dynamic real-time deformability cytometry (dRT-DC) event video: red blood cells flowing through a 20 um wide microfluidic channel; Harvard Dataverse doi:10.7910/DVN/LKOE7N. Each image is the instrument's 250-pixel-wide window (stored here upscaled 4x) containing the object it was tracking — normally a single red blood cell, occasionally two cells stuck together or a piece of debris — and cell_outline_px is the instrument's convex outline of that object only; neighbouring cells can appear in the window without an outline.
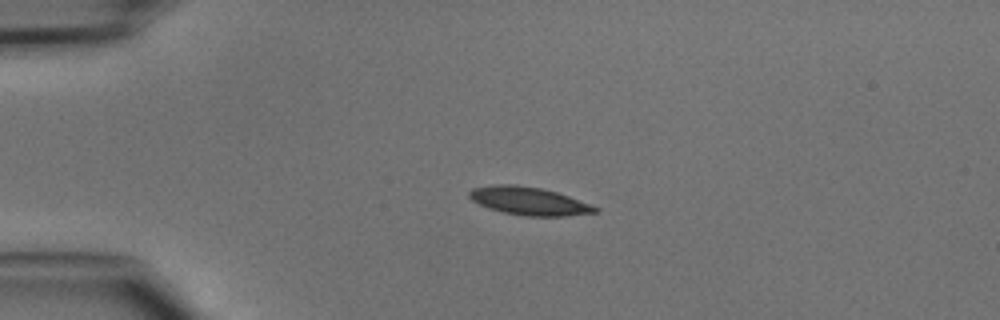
{"species": "common noctule bat (a hibernating species)", "species_latin": "Nyctalus noctula", "temperature_condition": "cold", "stored_images_in_passage": 37, "camera_frame_rate_fps": 3000, "um_per_image_px": 0.085, "animal": {"sex": "male", "body_mass_g": 15.6}, "frame": {"image": 1, "passage_image": 1, "time_ms": 0.0, "image_size_px": [1000, 320], "cell_outline_px": [[600, 212], [564, 216], [524, 216], [504, 212], [488, 208], [472, 200], [468, 196], [468, 192], [472, 188], [496, 184], [516, 184], [540, 188], [556, 192], [568, 196], [600, 208]], "centroid_in_image_um": [44.96, 17.09], "position_along_channel_um": 40.0, "area_um2": 20.52}}
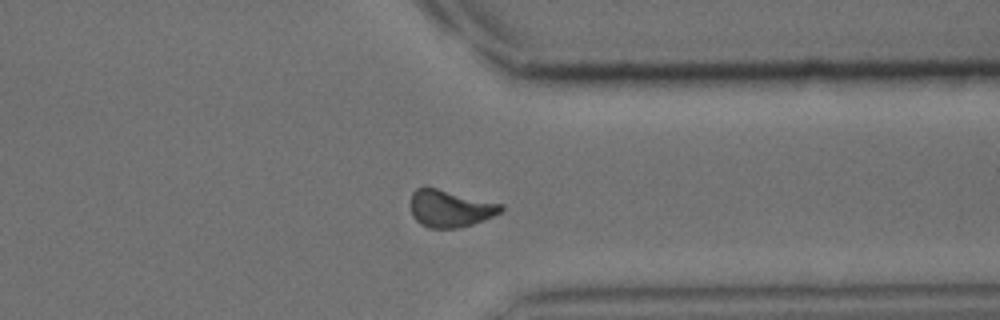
{"frame": {"image": 2, "passage_image": 27, "time_ms": 8.667, "image_size_px": [1000, 320], "cell_outline_px": [[504, 208], [500, 212], [484, 220], [460, 228], [428, 228], [420, 224], [412, 216], [412, 192], [416, 188], [436, 188], [504, 204]], "centroid_in_image_um": [38.28, 17.73], "position_along_channel_um": 373.1, "area_um2": 19.42}}
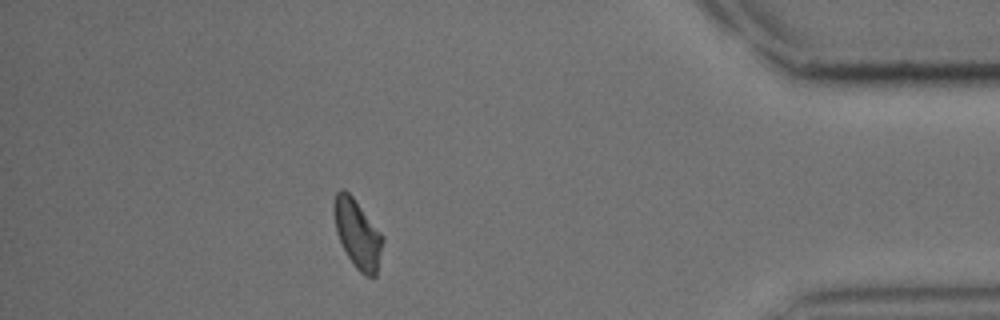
{"frame": {"image": 3, "passage_image": 32, "time_ms": 10.333, "image_size_px": [1000, 320], "cell_outline_px": [[384, 240], [376, 276], [364, 276], [352, 264], [336, 232], [332, 212], [332, 204], [336, 192], [340, 188], [344, 188], [352, 196], [384, 236]], "centroid_in_image_um": [30.37, 19.85], "position_along_channel_um": 404.8, "area_um2": 19.65}}